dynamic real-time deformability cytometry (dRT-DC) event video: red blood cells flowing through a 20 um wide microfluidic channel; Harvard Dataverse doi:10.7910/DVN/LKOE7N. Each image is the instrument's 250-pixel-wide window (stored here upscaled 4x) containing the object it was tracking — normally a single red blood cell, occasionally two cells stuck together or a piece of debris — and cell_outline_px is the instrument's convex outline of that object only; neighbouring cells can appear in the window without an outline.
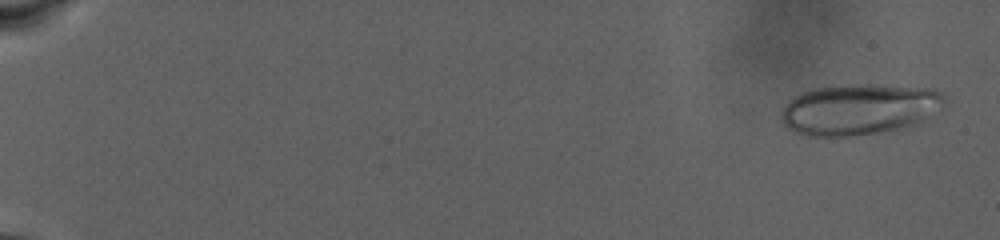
{"species": "human", "species_latin": "Homo sapiens", "temperature_condition": "warm", "stored_images_in_passage": 82, "camera_frame_rate_fps": 3000, "um_per_image_px": 0.085, "donor": {"sex": "male"}, "frame": {"image": 1, "passage_image": 4, "time_ms": 1.0, "image_size_px": [1000, 240], "cell_outline_px": [[944, 100], [920, 120], [912, 124], [896, 128], [876, 132], [852, 136], [808, 136], [792, 132], [784, 124], [780, 116], [780, 112], [788, 100], [804, 92], [816, 88], [864, 84], [868, 84], [932, 88], [940, 92], [944, 96]], "centroid_in_image_um": [72.9, 9.29], "position_along_channel_um": 12.1, "area_um2": 47.34}}
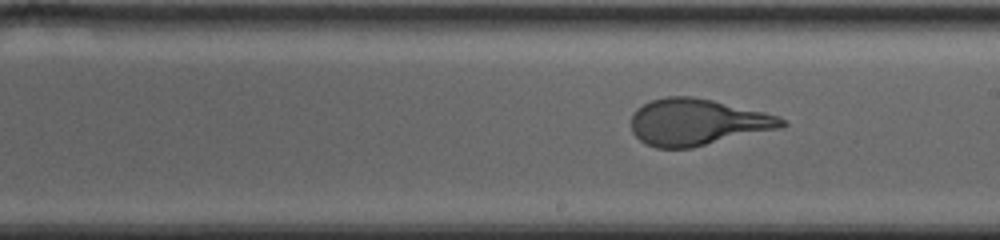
{"frame": {"image": 2, "passage_image": 57, "time_ms": 18.667, "image_size_px": [1000, 240], "cell_outline_px": [[788, 124], [780, 128], [692, 148], [656, 148], [644, 144], [632, 132], [632, 116], [636, 108], [652, 100], [664, 96], [692, 96], [712, 100], [764, 112], [776, 116], [784, 120]], "centroid_in_image_um": [59.23, 10.39], "position_along_channel_um": 229.8, "area_um2": 40.75}}
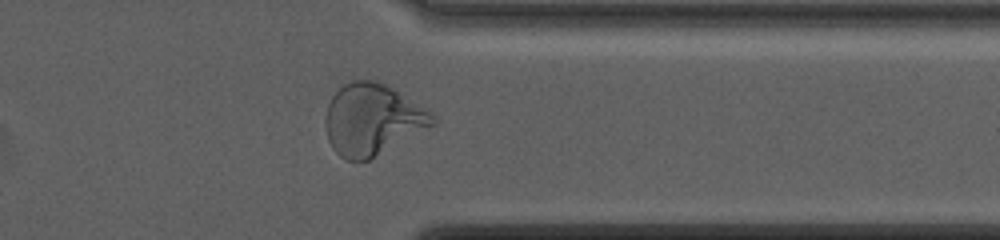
{"frame": {"image": 3, "passage_image": 76, "time_ms": 25.0, "image_size_px": [1000, 240], "cell_outline_px": [[436, 124], [368, 160], [344, 160], [332, 148], [328, 140], [324, 124], [324, 120], [328, 104], [332, 96], [344, 84], [352, 80], [376, 80], [392, 88], [432, 112], [436, 116]], "centroid_in_image_um": [31.63, 10.16], "position_along_channel_um": 379.8, "area_um2": 44.39}, "authors_computed_cell_mechanics": {"area_um2": 42.5697, "velocity_mm_per_s": 2.3878, "shape_relaxation_time_tau1_ms": 7.8148, "shape_relaxation_time_tau2_ms": null, "deformation_change_tau1": 0.2782, "deformation_change_tau2": null}}